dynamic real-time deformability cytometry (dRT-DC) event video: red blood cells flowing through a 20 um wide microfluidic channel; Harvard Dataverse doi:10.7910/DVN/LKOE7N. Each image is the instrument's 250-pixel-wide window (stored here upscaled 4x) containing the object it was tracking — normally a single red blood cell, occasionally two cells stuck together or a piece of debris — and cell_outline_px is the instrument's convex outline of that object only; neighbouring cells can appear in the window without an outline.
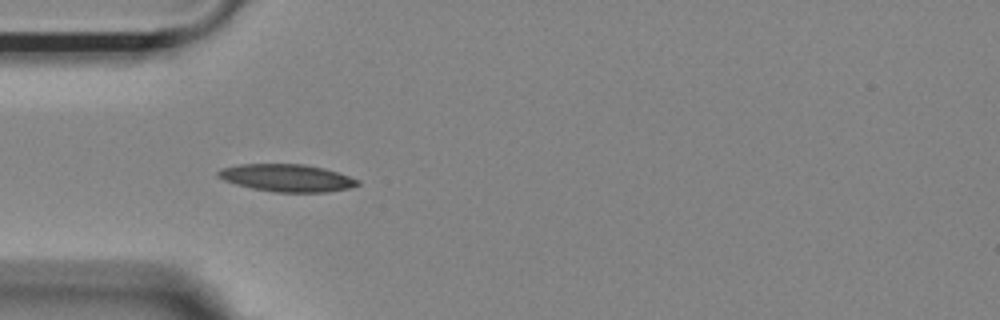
{"species": "Egyptian fruit bat (a non-hibernating species)", "species_latin": "Rousettus aegyptiacus", "temperature_condition": "room temperature", "stored_images_in_passage": 15, "camera_frame_rate_fps": 3000, "um_per_image_px": 0.085, "animal": {"sex": "female"}, "frame": {"image": 1, "passage_image": 1, "time_ms": 0.0, "image_size_px": [1000, 320], "cell_outline_px": [[360, 184], [352, 188], [328, 192], [276, 192], [252, 188], [236, 184], [224, 180], [216, 176], [216, 172], [220, 168], [240, 164], [304, 164], [324, 168], [360, 180]], "centroid_in_image_um": [24.39, 15.12], "position_along_channel_um": 60.6, "area_um2": 22.37}}
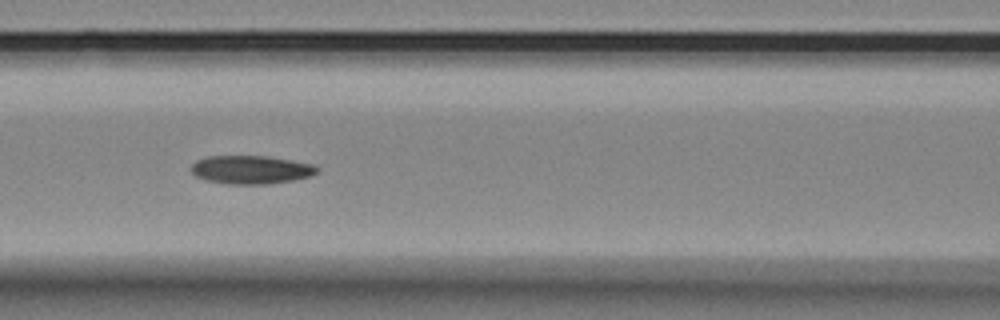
{"frame": {"image": 2, "passage_image": 8, "time_ms": 2.333, "image_size_px": [1000, 320], "cell_outline_px": [[320, 172], [308, 176], [292, 180], [268, 184], [228, 184], [208, 180], [196, 176], [192, 172], [192, 164], [196, 160], [204, 156], [268, 156], [316, 164], [320, 168]], "centroid_in_image_um": [21.38, 14.41], "position_along_channel_um": 145.2, "area_um2": 20.92}}
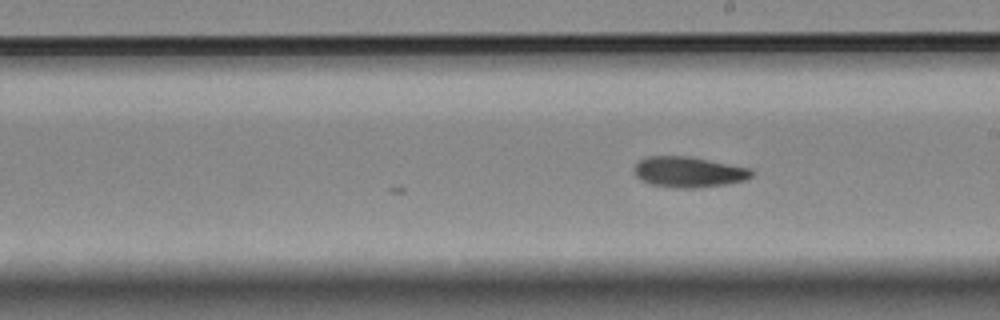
{"frame": {"image": 3, "passage_image": 15, "time_ms": 4.667, "image_size_px": [1000, 320], "cell_outline_px": [[756, 172], [748, 180], [728, 184], [696, 188], [676, 188], [652, 184], [640, 180], [632, 172], [632, 168], [640, 160], [648, 156], [688, 156], [752, 168]], "centroid_in_image_um": [58.57, 14.62], "position_along_channel_um": 230.4, "area_um2": 21.33}}